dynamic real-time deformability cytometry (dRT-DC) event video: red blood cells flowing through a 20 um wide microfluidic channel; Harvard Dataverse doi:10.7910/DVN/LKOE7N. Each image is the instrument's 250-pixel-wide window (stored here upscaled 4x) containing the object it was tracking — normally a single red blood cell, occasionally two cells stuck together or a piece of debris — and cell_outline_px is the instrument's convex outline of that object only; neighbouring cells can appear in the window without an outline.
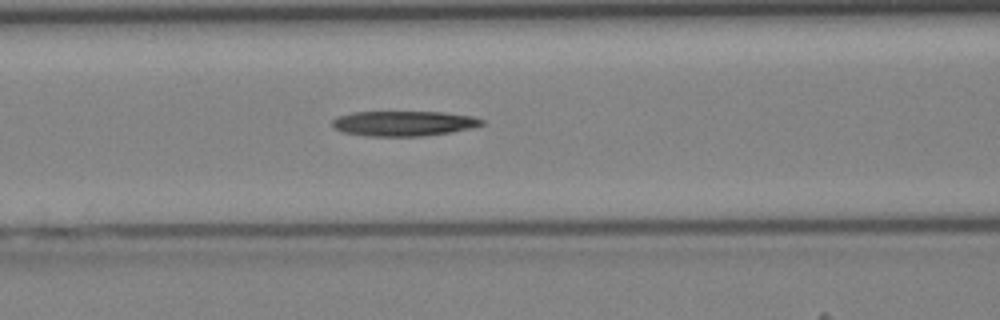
{"species": "Egyptian fruit bat (a non-hibernating species)", "species_latin": "Rousettus aegyptiacus", "temperature_condition": "cold", "stored_images_in_passage": 43, "camera_frame_rate_fps": 3000, "um_per_image_px": 0.085, "animal": {"sex": "female"}, "frame": {"image": 1, "passage_image": 18, "time_ms": 5.667, "image_size_px": [1000, 320], "cell_outline_px": [[484, 124], [472, 128], [452, 132], [424, 136], [364, 136], [344, 132], [332, 128], [332, 120], [336, 116], [352, 112], [444, 112], [472, 116], [484, 120]], "centroid_in_image_um": [34.29, 10.49], "position_along_channel_um": 132.3, "area_um2": 22.08}}
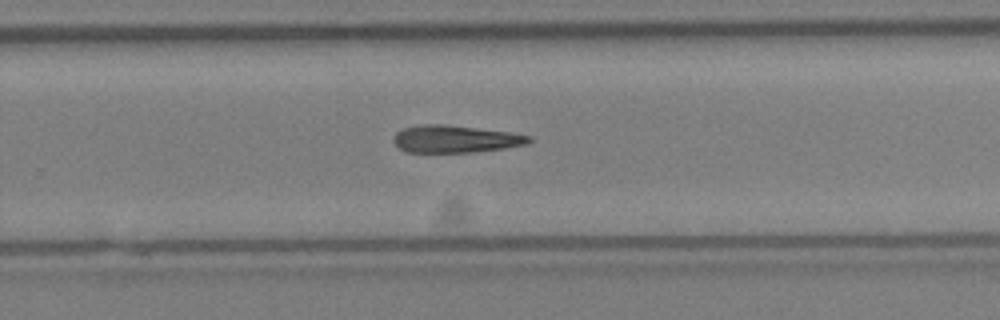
{"frame": {"image": 2, "passage_image": 28, "time_ms": 9.0, "image_size_px": [1000, 320], "cell_outline_px": [[532, 140], [528, 144], [504, 148], [472, 152], [404, 152], [392, 140], [396, 132], [404, 128], [424, 124], [444, 124], [508, 132], [532, 136]], "centroid_in_image_um": [38.7, 11.82], "position_along_channel_um": 291.1, "area_um2": 21.44}}
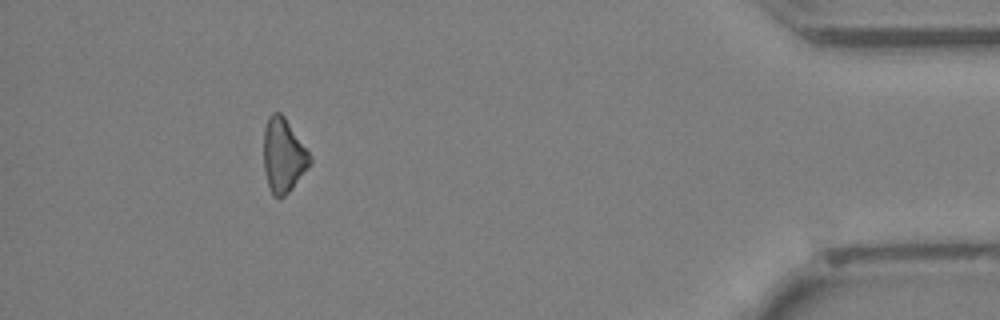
{"frame": {"image": 3, "passage_image": 39, "time_ms": 12.667, "image_size_px": [1000, 320], "cell_outline_px": [[312, 160], [308, 168], [292, 188], [284, 196], [272, 196], [268, 184], [264, 168], [264, 128], [268, 116], [272, 112], [280, 112], [284, 116], [308, 152]], "centroid_in_image_um": [24.07, 13.2], "position_along_channel_um": 411.1, "area_um2": 19.65}}